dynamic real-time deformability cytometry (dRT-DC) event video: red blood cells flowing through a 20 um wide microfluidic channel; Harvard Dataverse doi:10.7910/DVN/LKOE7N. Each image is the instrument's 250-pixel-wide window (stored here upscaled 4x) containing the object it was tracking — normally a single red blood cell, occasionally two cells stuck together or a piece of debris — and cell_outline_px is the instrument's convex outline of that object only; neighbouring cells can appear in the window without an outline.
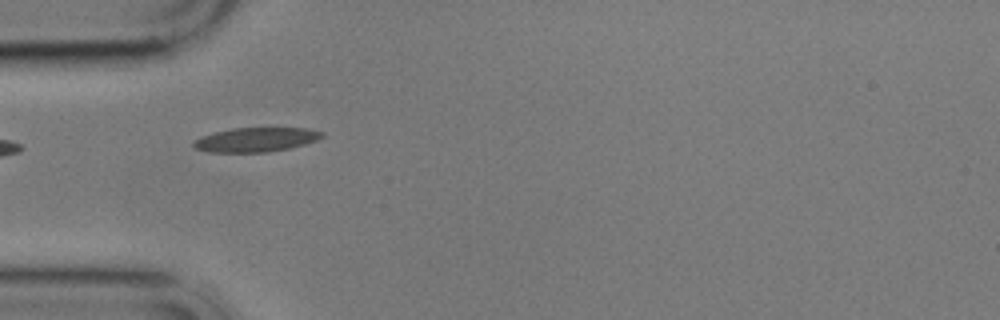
{"species": "common noctule bat (a hibernating species)", "species_latin": "Nyctalus noctula", "temperature_condition": "cold", "stored_images_in_passage": 8, "camera_frame_rate_fps": 3000, "um_per_image_px": 0.085, "animal": {"sex": "male", "body_mass_g": 17.9}, "frame": {"image": 1, "passage_image": 7, "time_ms": 7.333, "image_size_px": [1000, 320], "cell_outline_px": [[324, 136], [316, 140], [304, 144], [288, 148], [268, 152], [208, 152], [196, 148], [192, 144], [200, 136], [232, 128], [308, 128], [324, 132]], "centroid_in_image_um": [21.76, 11.86], "position_along_channel_um": 63.2, "area_um2": 18.03}}
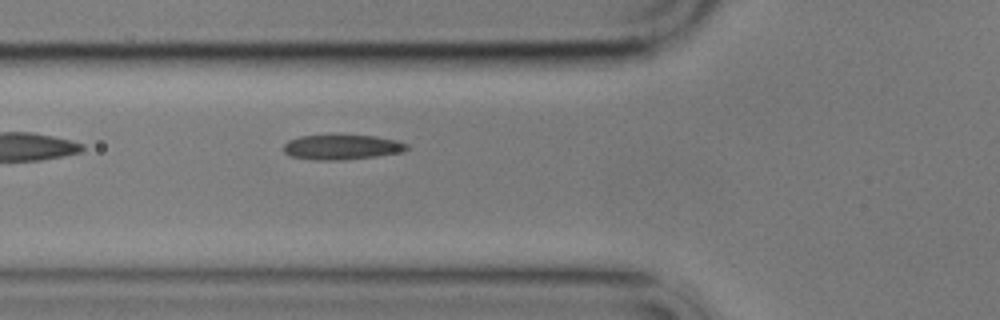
{"frame": {"image": 2, "passage_image": 8, "time_ms": 8.333, "image_size_px": [1000, 320], "cell_outline_px": [[408, 148], [404, 152], [376, 156], [340, 160], [312, 160], [288, 156], [284, 152], [284, 144], [288, 140], [300, 136], [376, 136], [400, 140], [408, 144]], "centroid_in_image_um": [29.07, 12.52], "position_along_channel_um": 96.7, "area_um2": 17.92}}